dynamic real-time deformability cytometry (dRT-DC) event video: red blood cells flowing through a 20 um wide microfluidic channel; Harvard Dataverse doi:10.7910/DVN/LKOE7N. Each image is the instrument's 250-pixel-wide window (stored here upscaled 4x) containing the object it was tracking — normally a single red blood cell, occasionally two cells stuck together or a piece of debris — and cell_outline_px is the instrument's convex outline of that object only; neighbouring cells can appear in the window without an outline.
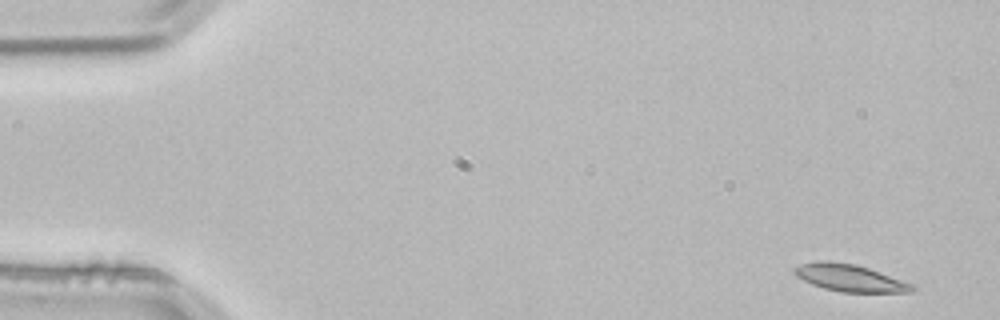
{"species": "common noctule bat (a hibernating species)", "species_latin": "Nyctalus noctula", "temperature_condition": "room temperature", "stored_images_in_passage": 3, "camera_frame_rate_fps": 3000, "um_per_image_px": 0.085, "animal": {"sex": "male", "body_mass_g": 21.5, "forearm_length_mm": 52.0}, "frame": {"image": 1, "passage_image": 1, "time_ms": 0.0, "image_size_px": [1000, 320], "cell_outline_px": [[916, 288], [912, 292], [840, 292], [824, 288], [812, 284], [796, 276], [792, 272], [792, 268], [800, 264], [816, 260], [828, 260], [856, 264], [916, 284]], "centroid_in_image_um": [72.23, 23.61], "position_along_channel_um": 12.8, "area_um2": 18.9}}